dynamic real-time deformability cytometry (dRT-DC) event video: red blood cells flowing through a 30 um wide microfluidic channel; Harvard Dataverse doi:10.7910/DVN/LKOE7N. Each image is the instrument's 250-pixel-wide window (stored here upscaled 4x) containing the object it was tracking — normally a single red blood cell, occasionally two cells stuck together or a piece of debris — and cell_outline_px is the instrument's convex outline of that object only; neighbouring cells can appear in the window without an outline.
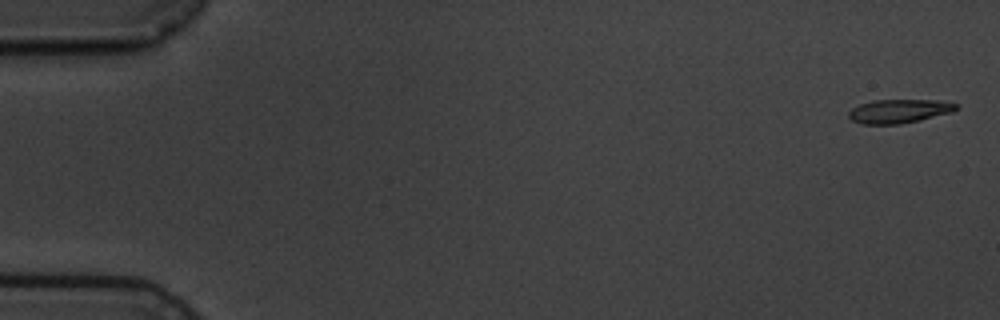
{"species": "common noctule bat (a hibernating species)", "species_latin": "Nyctalus noctula", "temperature_condition": "cold", "stored_images_in_passage": 5, "camera_frame_rate_fps": 3000, "um_per_image_px": 0.085, "animal": {"sex": "male", "body_mass_g": 19.5, "forearm_length_mm": 54.6}, "frame": {"image": 1, "passage_image": 1, "time_ms": 0.0, "image_size_px": [1000, 320], "cell_outline_px": [[960, 104], [952, 112], [920, 120], [900, 124], [860, 124], [852, 120], [848, 116], [848, 112], [852, 108], [860, 104], [872, 100], [936, 100]], "centroid_in_image_um": [76.4, 9.45], "position_along_channel_um": 8.6, "area_um2": 14.91}}
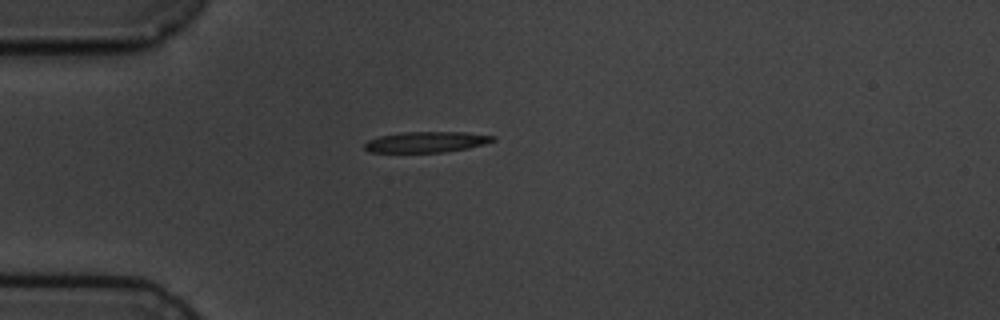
{"frame": {"image": 2, "passage_image": 5, "time_ms": 4.667, "image_size_px": [1000, 320], "cell_outline_px": [[496, 140], [484, 144], [468, 148], [444, 152], [368, 152], [364, 148], [364, 144], [368, 140], [380, 136], [400, 132], [464, 132], [496, 136]], "centroid_in_image_um": [36.24, 12.06], "position_along_channel_um": 48.8, "area_um2": 15.55}}